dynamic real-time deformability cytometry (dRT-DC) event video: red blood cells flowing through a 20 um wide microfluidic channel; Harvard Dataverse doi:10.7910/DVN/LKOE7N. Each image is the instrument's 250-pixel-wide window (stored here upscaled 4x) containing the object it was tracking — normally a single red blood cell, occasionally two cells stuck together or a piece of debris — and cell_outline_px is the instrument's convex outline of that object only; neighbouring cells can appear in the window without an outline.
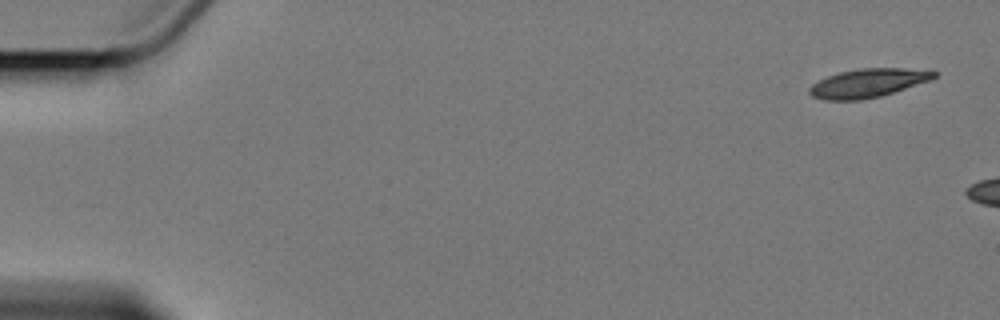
{"species": "Egyptian fruit bat (a non-hibernating species)", "species_latin": "Rousettus aegyptiacus", "temperature_condition": "cold", "stored_images_in_passage": 3, "camera_frame_rate_fps": 3000, "um_per_image_px": 0.085, "animal": {"sex": "female"}, "frame": {"image": 1, "passage_image": 1, "time_ms": 0.0, "image_size_px": [1000, 320], "cell_outline_px": [[940, 72], [932, 80], [880, 96], [860, 100], [824, 100], [812, 96], [808, 92], [808, 88], [812, 84], [828, 76], [840, 72], [860, 68], [904, 68]], "centroid_in_image_um": [73.78, 7.06], "position_along_channel_um": 11.2, "area_um2": 20.75}}